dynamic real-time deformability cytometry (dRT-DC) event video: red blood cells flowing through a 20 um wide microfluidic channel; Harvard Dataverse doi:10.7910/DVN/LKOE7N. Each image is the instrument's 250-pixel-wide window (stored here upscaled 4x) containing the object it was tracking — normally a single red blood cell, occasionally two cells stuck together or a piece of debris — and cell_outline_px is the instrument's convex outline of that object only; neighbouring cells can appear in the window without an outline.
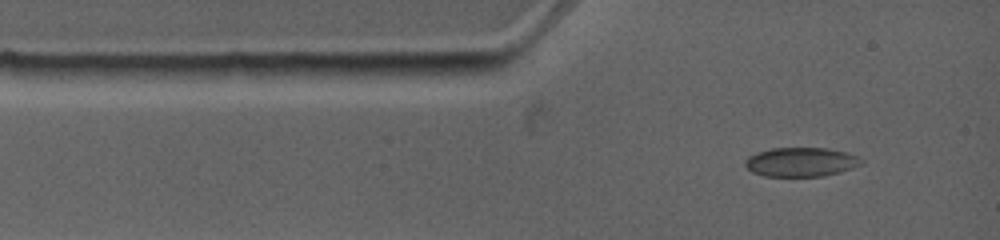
{"species": "common noctule bat (a hibernating species)", "species_latin": "Nyctalus noctula", "temperature_condition": "warm", "stored_images_in_passage": 2, "camera_frame_rate_fps": 4500, "um_per_image_px": 0.085, "animal": {"sex": "female", "body_mass_g": 19.0, "forearm_length_mm": 53.3}, "frame": {"image": 1, "passage_image": 2, "time_ms": 0.889, "image_size_px": [1000, 240], "cell_outline_px": [[864, 164], [840, 172], [824, 176], [764, 176], [752, 172], [744, 164], [744, 160], [748, 156], [756, 152], [772, 148], [828, 148], [844, 152], [856, 156], [864, 160]], "centroid_in_image_um": [68.07, 13.77], "position_along_channel_um": 16.9, "area_um2": 19.83}}